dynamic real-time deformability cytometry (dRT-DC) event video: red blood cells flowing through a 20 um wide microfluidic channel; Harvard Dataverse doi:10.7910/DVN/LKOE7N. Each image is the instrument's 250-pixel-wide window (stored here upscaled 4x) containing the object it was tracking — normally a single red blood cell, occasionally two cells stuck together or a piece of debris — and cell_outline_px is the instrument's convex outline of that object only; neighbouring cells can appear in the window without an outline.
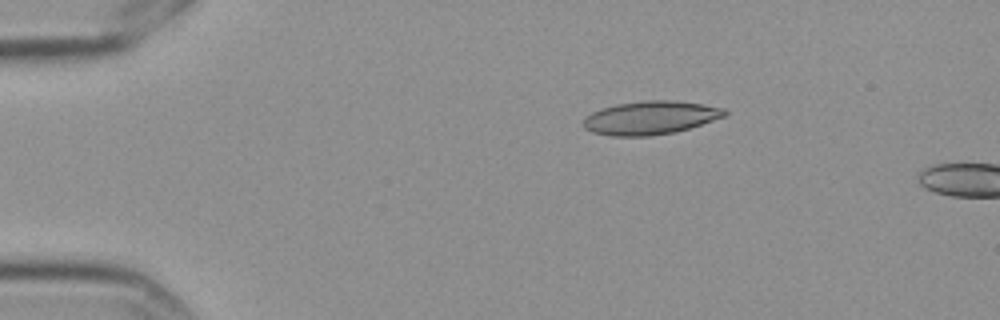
{"species": "Egyptian fruit bat (a non-hibernating species)", "species_latin": "Rousettus aegyptiacus", "temperature_condition": "cold", "stored_images_in_passage": 4, "segment_of_instrument_passage": [1, 2], "camera_frame_rate_fps": 3000, "um_per_image_px": 0.085, "frame": {"image": 1, "passage_image": 3, "time_ms": 0.667, "image_size_px": [1000, 320], "cell_outline_px": [[728, 112], [724, 116], [676, 132], [648, 136], [608, 136], [592, 132], [584, 128], [584, 120], [592, 112], [616, 104], [644, 100], [672, 100], [704, 104], [724, 108]], "centroid_in_image_um": [55.28, 10.01], "position_along_channel_um": 29.7, "area_um2": 27.34}}